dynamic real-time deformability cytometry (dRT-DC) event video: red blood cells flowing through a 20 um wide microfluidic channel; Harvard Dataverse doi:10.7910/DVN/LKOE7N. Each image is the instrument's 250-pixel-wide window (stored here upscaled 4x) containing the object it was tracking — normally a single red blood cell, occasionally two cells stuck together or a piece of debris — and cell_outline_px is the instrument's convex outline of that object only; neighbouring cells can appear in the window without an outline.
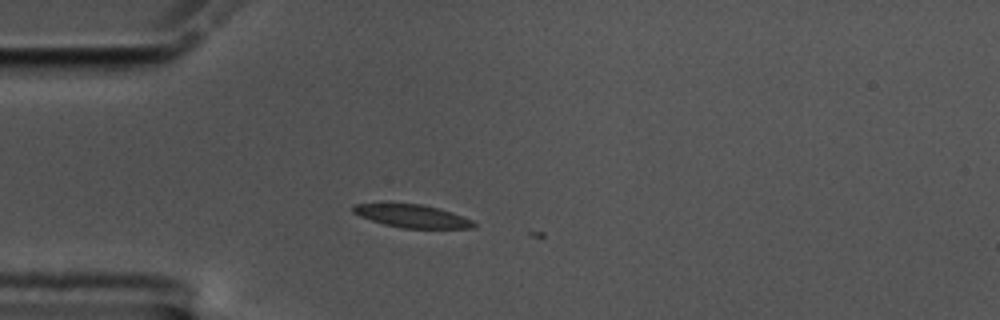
{"species": "common noctule bat (a hibernating species)", "species_latin": "Nyctalus noctula", "temperature_condition": "cold", "stored_images_in_passage": 3, "camera_frame_rate_fps": 3000, "um_per_image_px": 0.085, "animal": {"sex": "male", "body_mass_g": 17.5, "forearm_length_mm": 52.3}, "frame": {"image": 1, "passage_image": 2, "time_ms": 0.333, "image_size_px": [1000, 320], "cell_outline_px": [[476, 228], [404, 228], [384, 224], [360, 216], [352, 212], [352, 204], [424, 204], [440, 208], [452, 212], [472, 220], [476, 224]], "centroid_in_image_um": [35.07, 18.36], "position_along_channel_um": 49.9, "area_um2": 16.01}}